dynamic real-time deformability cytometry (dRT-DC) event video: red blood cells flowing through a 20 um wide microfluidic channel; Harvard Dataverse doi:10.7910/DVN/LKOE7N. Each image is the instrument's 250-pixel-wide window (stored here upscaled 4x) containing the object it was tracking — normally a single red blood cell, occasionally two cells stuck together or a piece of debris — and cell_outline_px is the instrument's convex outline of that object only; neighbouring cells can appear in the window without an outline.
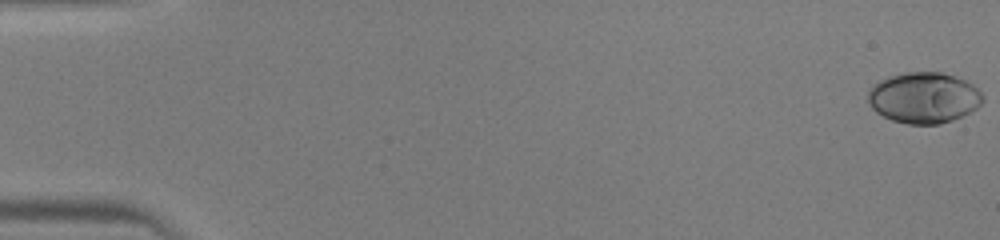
{"species": "human", "species_latin": "Homo sapiens", "temperature_condition": "warm", "stored_images_in_passage": 47, "camera_frame_rate_fps": 3000, "um_per_image_px": 0.085, "donor": {"sex": "male"}, "frame": {"image": 1, "passage_image": 1, "time_ms": 0.0, "image_size_px": [1000, 240], "cell_outline_px": [[984, 100], [976, 108], [952, 120], [940, 124], [908, 124], [892, 120], [876, 112], [868, 104], [868, 92], [872, 84], [888, 76], [904, 72], [940, 72], [964, 80], [972, 84], [984, 96]], "centroid_in_image_um": [78.49, 8.3], "position_along_channel_um": 6.5, "area_um2": 33.99}}
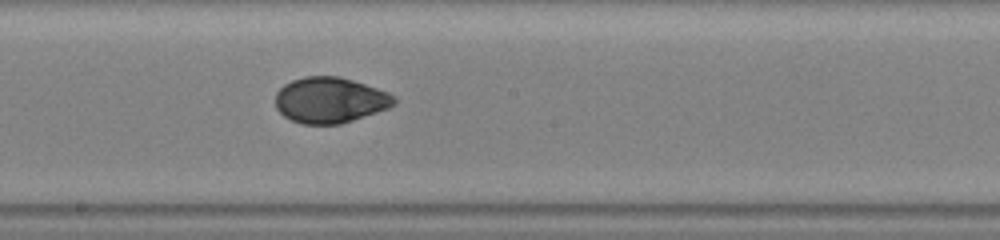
{"frame": {"image": 2, "passage_image": 27, "time_ms": 8.667, "image_size_px": [1000, 240], "cell_outline_px": [[396, 104], [388, 108], [340, 124], [304, 124], [292, 120], [284, 116], [276, 108], [276, 92], [284, 84], [292, 80], [304, 76], [340, 76], [388, 92], [396, 100]], "centroid_in_image_um": [28.03, 8.5], "position_along_channel_um": 220.2, "area_um2": 31.44}}
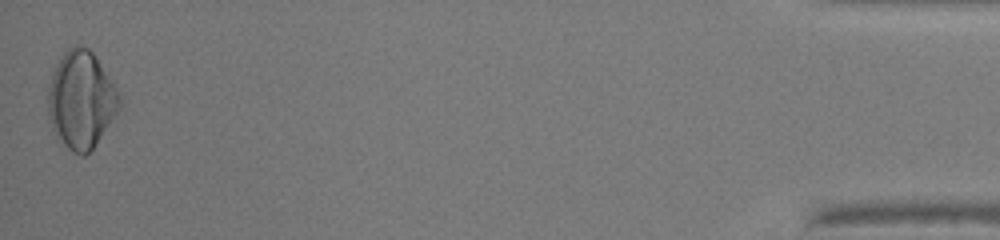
{"frame": {"image": 3, "passage_image": 47, "time_ms": 15.333, "image_size_px": [1000, 240], "cell_outline_px": [[120, 104], [92, 148], [84, 156], [80, 156], [72, 152], [60, 144], [52, 128], [48, 116], [48, 88], [52, 72], [60, 56], [68, 48], [76, 44], [80, 44], [88, 48], [92, 52], [116, 88], [120, 96]], "centroid_in_image_um": [6.83, 8.48], "position_along_channel_um": 428.4, "area_um2": 40.06}}